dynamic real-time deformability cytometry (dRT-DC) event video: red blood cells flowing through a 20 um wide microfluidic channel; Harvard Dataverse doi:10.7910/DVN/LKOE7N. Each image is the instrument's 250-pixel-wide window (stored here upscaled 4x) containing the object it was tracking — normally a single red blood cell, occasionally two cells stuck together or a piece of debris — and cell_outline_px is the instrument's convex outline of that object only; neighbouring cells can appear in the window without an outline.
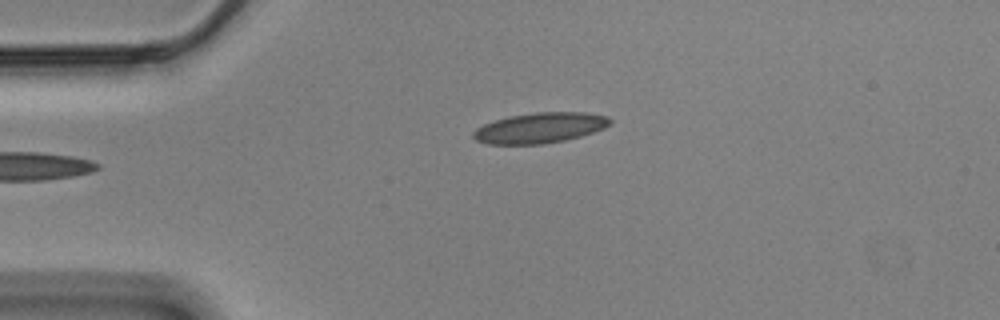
{"species": "Egyptian fruit bat (a non-hibernating species)", "species_latin": "Rousettus aegyptiacus", "temperature_condition": "cold", "stored_images_in_passage": 40, "camera_frame_rate_fps": 3000, "um_per_image_px": 0.085, "animal": {"sex": "male"}, "frame": {"image": 1, "passage_image": 1, "time_ms": 0.0, "image_size_px": [1000, 320], "cell_outline_px": [[612, 124], [604, 128], [580, 136], [564, 140], [544, 144], [488, 144], [476, 140], [472, 136], [472, 132], [476, 128], [484, 124], [508, 116], [536, 112], [584, 112], [608, 116], [612, 120]], "centroid_in_image_um": [45.9, 10.86], "position_along_channel_um": 39.1, "area_um2": 24.28}}
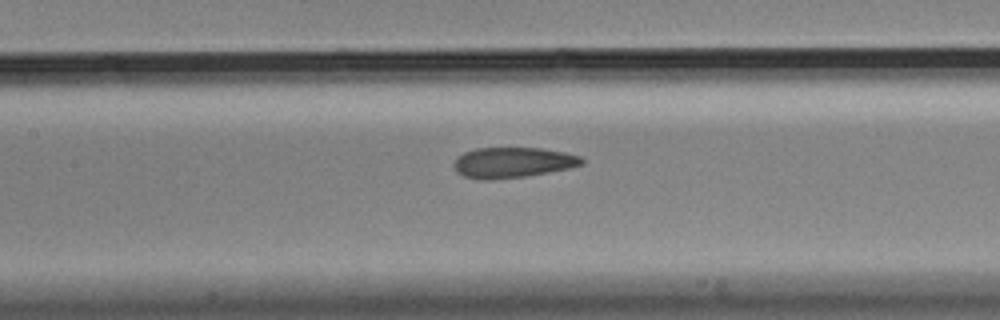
{"frame": {"image": 2, "passage_image": 14, "time_ms": 4.333, "image_size_px": [1000, 320], "cell_outline_px": [[584, 164], [568, 168], [548, 172], [524, 176], [488, 180], [480, 180], [464, 176], [456, 172], [452, 164], [456, 156], [464, 152], [476, 148], [540, 148], [564, 152], [580, 156], [584, 160]], "centroid_in_image_um": [43.53, 13.81], "position_along_channel_um": 163.9, "area_um2": 22.77}}
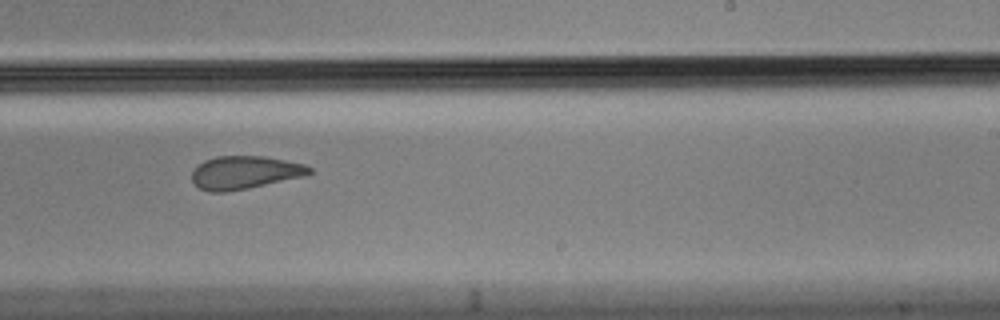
{"frame": {"image": 3, "passage_image": 23, "time_ms": 7.333, "image_size_px": [1000, 320], "cell_outline_px": [[312, 172], [304, 176], [248, 188], [224, 192], [208, 192], [200, 188], [192, 180], [192, 172], [204, 160], [216, 156], [264, 156], [304, 164], [312, 168]], "centroid_in_image_um": [20.8, 14.66], "position_along_channel_um": 268.2, "area_um2": 22.43}, "authors_computed_cell_mechanics": {"area_um2": 23.5246, "velocity_mm_per_s": 3.492, "shape_relaxation_time_tau1_ms": null, "shape_relaxation_time_tau2_ms": 1.4024, "deformation_change_tau1": null, "deformation_change_tau2": 0.072}}